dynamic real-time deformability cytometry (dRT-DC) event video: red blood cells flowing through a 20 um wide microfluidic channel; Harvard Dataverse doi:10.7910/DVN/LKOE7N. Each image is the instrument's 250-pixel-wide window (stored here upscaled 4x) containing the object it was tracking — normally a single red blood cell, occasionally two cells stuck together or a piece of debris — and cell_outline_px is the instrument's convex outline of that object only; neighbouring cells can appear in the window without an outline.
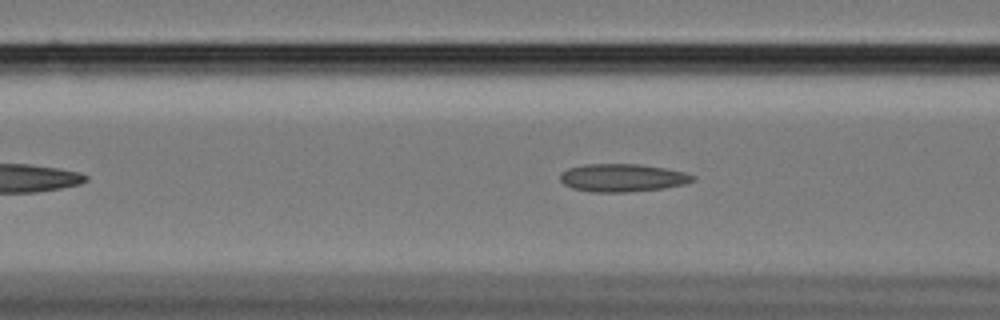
{"species": "Egyptian fruit bat (a non-hibernating species)", "species_latin": "Rousettus aegyptiacus", "temperature_condition": "cold", "stored_images_in_passage": 47, "camera_frame_rate_fps": 3000, "um_per_image_px": 0.085, "animal": {"sex": "female"}, "frame": {"image": 1, "passage_image": 11, "time_ms": 3.333, "image_size_px": [1000, 320], "cell_outline_px": [[696, 180], [684, 184], [664, 188], [628, 192], [592, 192], [572, 188], [564, 184], [560, 180], [560, 172], [568, 168], [584, 164], [640, 164], [664, 168], [684, 172], [696, 176]], "centroid_in_image_um": [52.9, 15.11], "position_along_channel_um": 113.7, "area_um2": 21.68}}
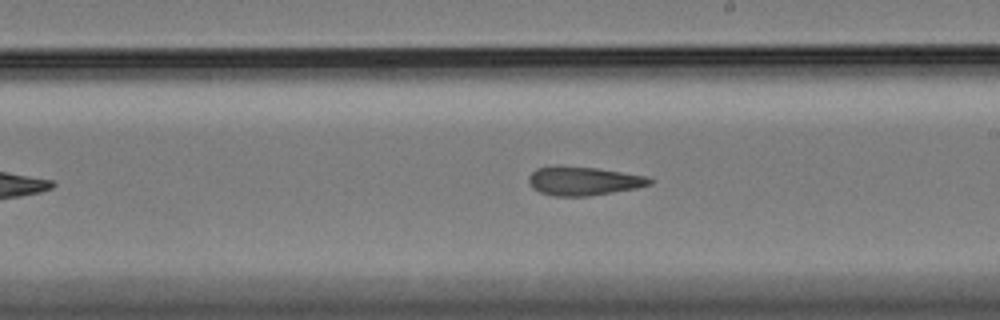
{"frame": {"image": 2, "passage_image": 22, "time_ms": 7.0, "image_size_px": [1000, 320], "cell_outline_px": [[656, 180], [652, 184], [636, 188], [588, 196], [552, 196], [540, 192], [532, 188], [528, 180], [528, 176], [536, 168], [556, 164], [596, 168], [648, 176]], "centroid_in_image_um": [49.58, 15.36], "position_along_channel_um": 239.4, "area_um2": 20.63}}
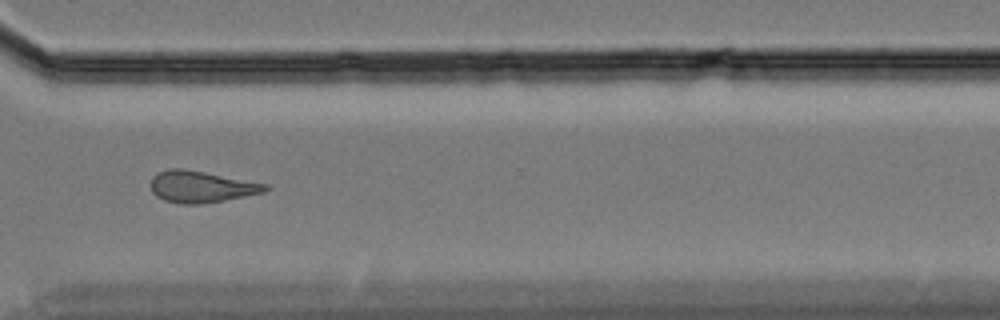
{"frame": {"image": 3, "passage_image": 32, "time_ms": 10.333, "image_size_px": [1000, 320], "cell_outline_px": [[272, 188], [264, 192], [224, 200], [200, 204], [180, 204], [164, 200], [156, 196], [152, 192], [152, 176], [156, 172], [168, 168], [184, 168], [268, 184]], "centroid_in_image_um": [17.09, 15.86], "position_along_channel_um": 353.5, "area_um2": 21.15}, "authors_computed_cell_mechanics": {"area_um2": 20.9236, "velocity_mm_per_s": 3.4284, "shape_relaxation_time_tau1_ms": null, "shape_relaxation_time_tau2_ms": 4.8938, "deformation_change_tau1": null, "deformation_change_tau2": 0.1365}}